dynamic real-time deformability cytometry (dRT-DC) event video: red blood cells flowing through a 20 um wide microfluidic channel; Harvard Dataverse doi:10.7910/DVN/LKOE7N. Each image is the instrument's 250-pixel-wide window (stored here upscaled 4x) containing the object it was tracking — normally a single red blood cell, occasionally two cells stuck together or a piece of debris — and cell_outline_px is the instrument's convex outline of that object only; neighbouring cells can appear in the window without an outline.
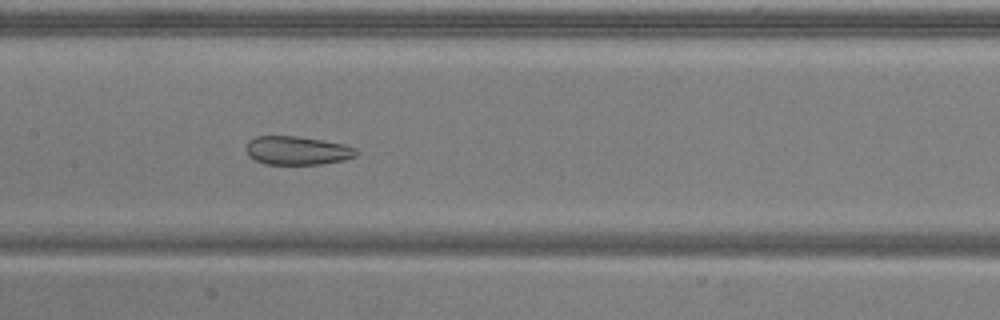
{"species": "common noctule bat (a hibernating species)", "species_latin": "Nyctalus noctula", "temperature_condition": "warm", "stored_images_in_passage": 42, "camera_frame_rate_fps": 3000, "um_per_image_px": 0.085, "animal": {"sex": "male", "body_mass_g": 20.5, "forearm_length_mm": 52.5}, "frame": {"image": 1, "passage_image": 13, "time_ms": 4.0, "image_size_px": [1000, 320], "cell_outline_px": [[360, 152], [356, 156], [344, 160], [320, 164], [264, 164], [248, 156], [248, 140], [256, 136], [296, 136], [344, 144], [356, 148]], "centroid_in_image_um": [25.3, 12.8], "position_along_channel_um": 182.1, "area_um2": 18.26}}
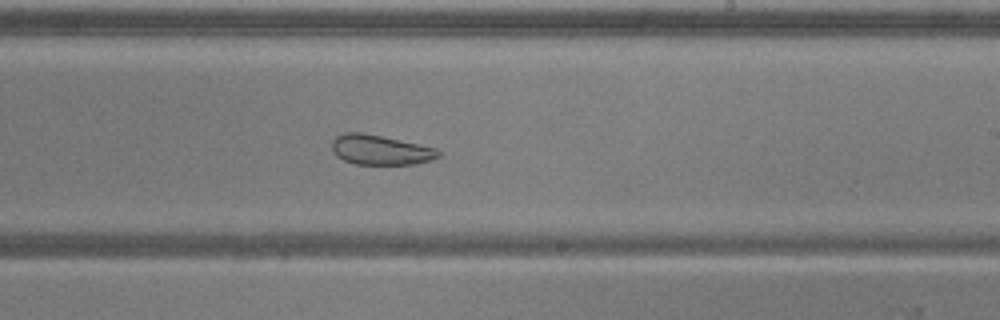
{"frame": {"image": 2, "passage_image": 19, "time_ms": 6.0, "image_size_px": [1000, 320], "cell_outline_px": [[440, 156], [432, 160], [416, 164], [356, 164], [344, 160], [336, 156], [332, 148], [332, 140], [336, 136], [344, 132], [360, 132], [380, 136], [436, 148], [440, 152]], "centroid_in_image_um": [32.32, 12.74], "position_along_channel_um": 256.7, "area_um2": 18.38}, "authors_computed_cell_mechanics": {"area_um2": 22.7732, "velocity_mm_per_s": 3.7442, "shape_relaxation_time_tau1_ms": null, "shape_relaxation_time_tau2_ms": 1.7439, "deformation_change_tau1": null, "deformation_change_tau2": 0.0821}}